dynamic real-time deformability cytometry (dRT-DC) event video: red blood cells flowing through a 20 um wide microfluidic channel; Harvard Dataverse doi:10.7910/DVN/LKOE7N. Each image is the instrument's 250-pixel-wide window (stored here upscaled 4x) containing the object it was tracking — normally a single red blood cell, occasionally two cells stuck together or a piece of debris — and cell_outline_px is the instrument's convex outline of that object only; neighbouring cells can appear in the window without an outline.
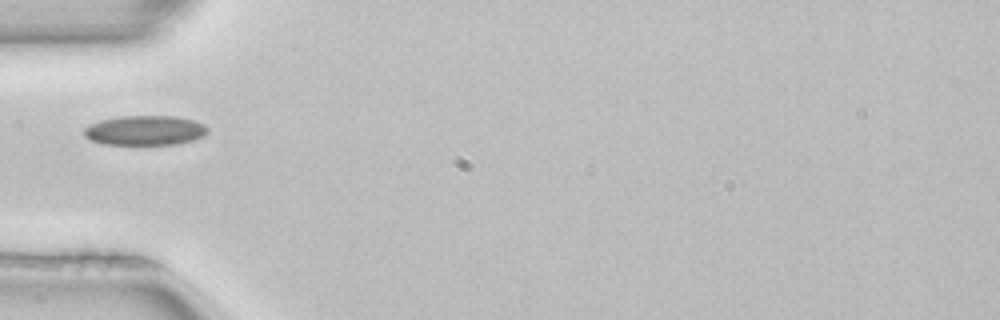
{"species": "common noctule bat (a hibernating species)", "species_latin": "Nyctalus noctula", "temperature_condition": "room temperature", "stored_images_in_passage": 4, "camera_frame_rate_fps": 3000, "um_per_image_px": 0.085, "animal": {"sex": "female", "body_mass_g": 22.7, "forearm_length_mm": 54.2}, "frame": {"image": 1, "passage_image": 4, "time_ms": 1.0, "image_size_px": [1000, 320], "cell_outline_px": [[208, 132], [204, 136], [192, 140], [176, 144], [104, 144], [88, 140], [84, 136], [84, 128], [88, 124], [100, 120], [120, 116], [176, 116], [192, 120], [204, 124], [208, 128]], "centroid_in_image_um": [12.29, 11.08], "position_along_channel_um": 72.7, "area_um2": 21.5}}